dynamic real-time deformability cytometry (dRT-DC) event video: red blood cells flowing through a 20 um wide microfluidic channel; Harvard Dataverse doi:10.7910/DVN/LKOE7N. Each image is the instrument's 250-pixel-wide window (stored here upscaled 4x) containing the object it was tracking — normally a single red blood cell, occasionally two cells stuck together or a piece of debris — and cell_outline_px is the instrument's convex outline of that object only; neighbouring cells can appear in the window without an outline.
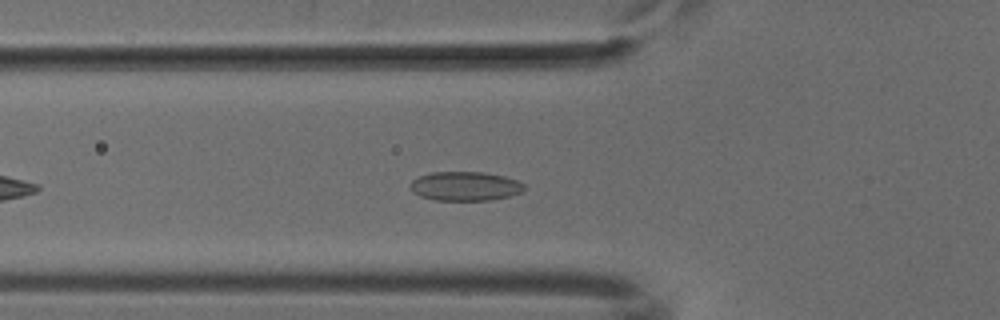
{"species": "common noctule bat (a hibernating species)", "species_latin": "Nyctalus noctula", "temperature_condition": "cold", "stored_images_in_passage": 42, "camera_frame_rate_fps": 3000, "um_per_image_px": 0.085, "animal": {"sex": "male", "body_mass_g": 18.8}, "frame": {"image": 1, "passage_image": 8, "time_ms": 2.333, "image_size_px": [1000, 320], "cell_outline_px": [[524, 188], [520, 192], [508, 196], [492, 200], [432, 200], [420, 196], [412, 192], [412, 180], [420, 176], [432, 172], [484, 172], [504, 176], [516, 180], [524, 184]], "centroid_in_image_um": [39.53, 15.82], "position_along_channel_um": 86.3, "area_um2": 19.19}}
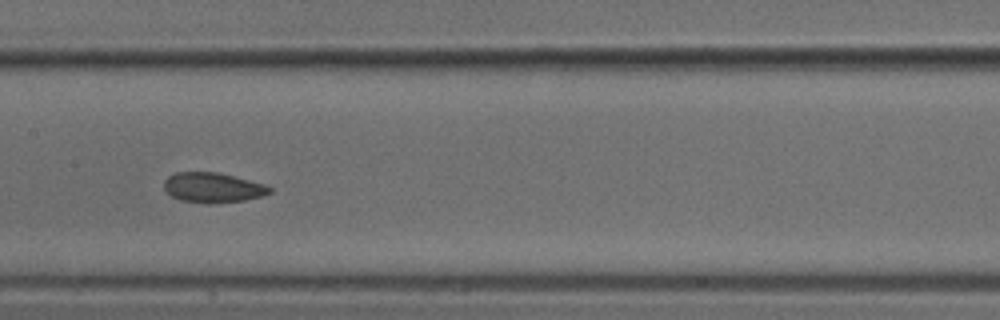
{"frame": {"image": 2, "passage_image": 16, "time_ms": 5.0, "image_size_px": [1000, 320], "cell_outline_px": [[272, 192], [260, 196], [244, 200], [208, 204], [180, 200], [172, 196], [164, 188], [164, 180], [168, 176], [176, 172], [216, 172], [264, 184], [272, 188]], "centroid_in_image_um": [18.06, 15.95], "position_along_channel_um": 189.3, "area_um2": 18.26}}
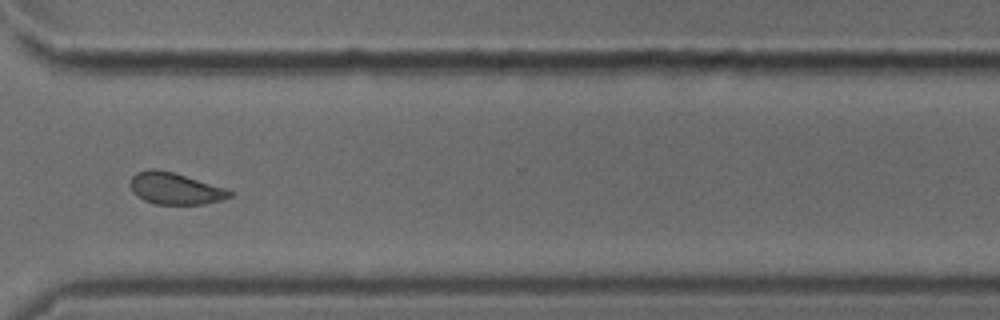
{"frame": {"image": 3, "passage_image": 29, "time_ms": 9.333, "image_size_px": [1000, 320], "cell_outline_px": [[232, 196], [220, 200], [204, 204], [156, 204], [144, 200], [136, 196], [132, 192], [132, 176], [136, 172], [148, 168], [156, 168], [172, 172], [224, 188], [232, 192]], "centroid_in_image_um": [14.84, 16.02], "position_along_channel_um": 355.8, "area_um2": 18.09}}